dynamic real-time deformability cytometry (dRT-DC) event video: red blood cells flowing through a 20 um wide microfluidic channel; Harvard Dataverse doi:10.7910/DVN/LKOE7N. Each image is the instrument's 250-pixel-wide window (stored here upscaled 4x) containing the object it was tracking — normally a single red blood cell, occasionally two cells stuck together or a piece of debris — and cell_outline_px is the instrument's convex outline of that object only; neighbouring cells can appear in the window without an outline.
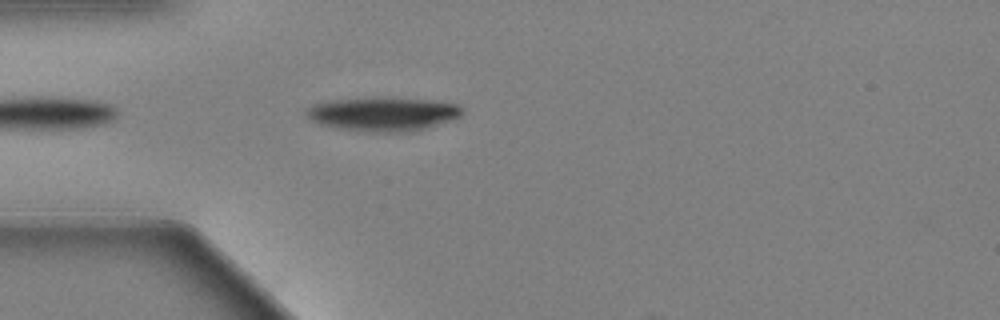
{"species": "Egyptian fruit bat (a non-hibernating species)", "species_latin": "Rousettus aegyptiacus", "temperature_condition": "warm", "stored_images_in_passage": 29, "camera_frame_rate_fps": 3000, "um_per_image_px": 0.085, "animal": {"sex": "female"}, "frame": {"image": 1, "passage_image": 3, "time_ms": 0.667, "image_size_px": [1000, 320], "cell_outline_px": [[464, 112], [460, 116], [452, 120], [424, 128], [400, 132], [384, 132], [340, 128], [320, 124], [312, 120], [304, 112], [304, 108], [312, 104], [328, 100], [368, 96], [384, 96], [436, 100], [460, 104], [464, 108]], "centroid_in_image_um": [32.57, 9.63], "position_along_channel_um": 52.4, "area_um2": 31.39}}
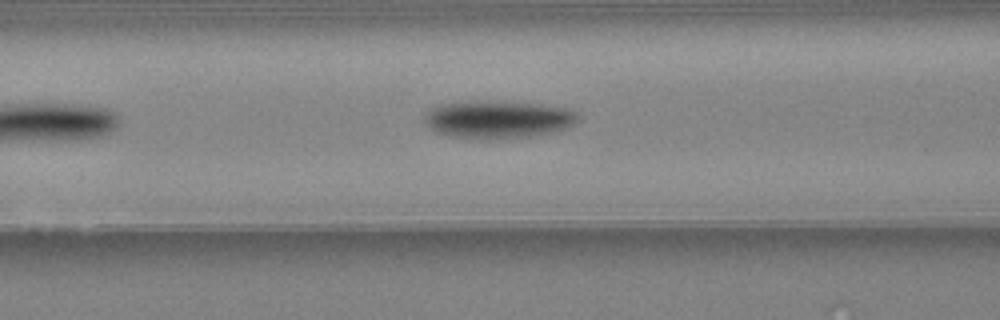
{"frame": {"image": 2, "passage_image": 10, "time_ms": 3.0, "image_size_px": [1000, 320], "cell_outline_px": [[576, 120], [572, 124], [564, 128], [548, 132], [528, 136], [480, 140], [452, 136], [436, 132], [424, 120], [424, 116], [432, 108], [440, 104], [468, 100], [476, 100], [540, 104], [564, 108], [576, 112]], "centroid_in_image_um": [42.24, 10.14], "position_along_channel_um": 124.4, "area_um2": 33.29}}
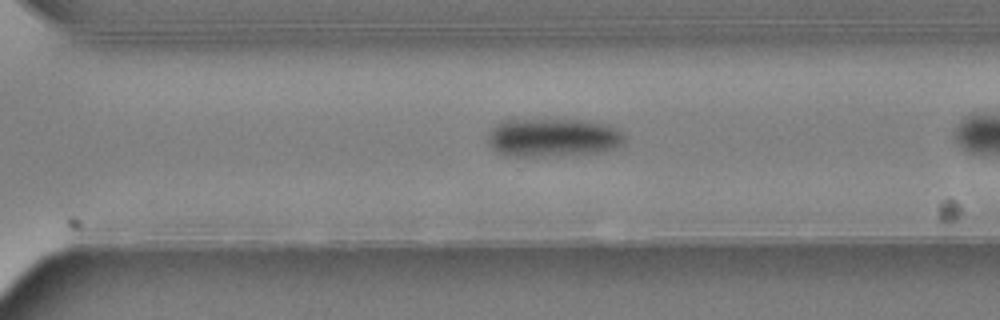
{"frame": {"image": 3, "passage_image": 24, "time_ms": 7.667, "image_size_px": [1000, 320], "cell_outline_px": [[624, 140], [616, 148], [604, 152], [544, 156], [508, 156], [496, 152], [488, 144], [488, 132], [500, 120], [580, 120], [604, 124], [616, 128], [624, 136]], "centroid_in_image_um": [46.95, 11.7], "position_along_channel_um": 323.7, "area_um2": 30.58}}